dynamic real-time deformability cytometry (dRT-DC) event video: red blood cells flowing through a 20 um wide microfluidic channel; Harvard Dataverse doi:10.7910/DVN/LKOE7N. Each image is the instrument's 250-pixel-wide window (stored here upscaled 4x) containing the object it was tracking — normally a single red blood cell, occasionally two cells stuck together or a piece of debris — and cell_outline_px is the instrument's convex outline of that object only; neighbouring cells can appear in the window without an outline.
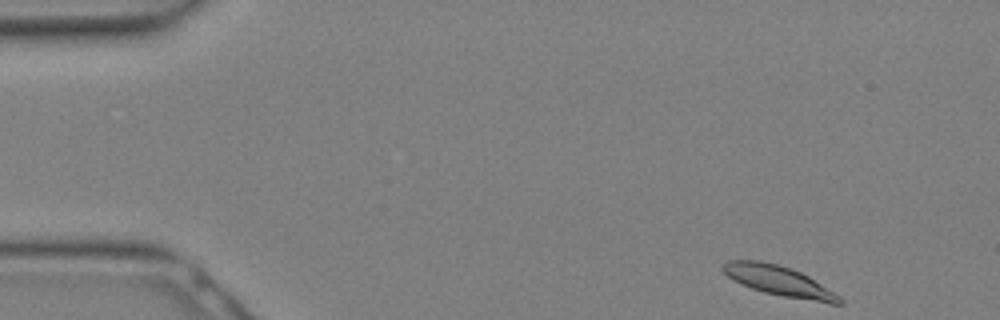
{"species": "Egyptian fruit bat (a non-hibernating species)", "species_latin": "Rousettus aegyptiacus", "temperature_condition": "warm", "stored_images_in_passage": 13, "camera_frame_rate_fps": 3000, "um_per_image_px": 0.085, "animal": {"sex": "female"}, "frame": {"image": 1, "passage_image": 1, "time_ms": 0.0, "image_size_px": [1000, 320], "cell_outline_px": [[844, 304], [828, 304], [784, 296], [764, 292], [752, 288], [728, 276], [720, 268], [720, 264], [728, 260], [760, 260], [792, 268], [808, 276], [840, 296], [844, 300]], "centroid_in_image_um": [66.23, 23.87], "position_along_channel_um": 18.8, "area_um2": 20.29}}
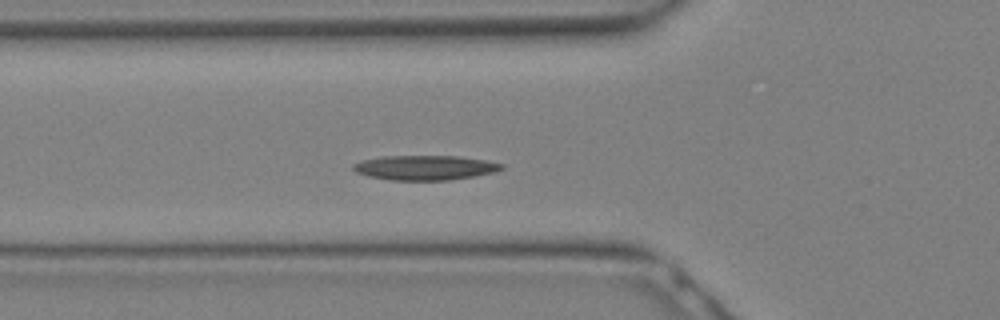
{"frame": {"image": 2, "passage_image": 9, "time_ms": 2.667, "image_size_px": [1000, 320], "cell_outline_px": [[504, 168], [496, 172], [448, 180], [392, 180], [368, 176], [356, 172], [352, 168], [352, 164], [364, 160], [380, 156], [460, 156], [484, 160], [504, 164]], "centroid_in_image_um": [36.12, 14.24], "position_along_channel_um": 89.7, "area_um2": 21.27}}
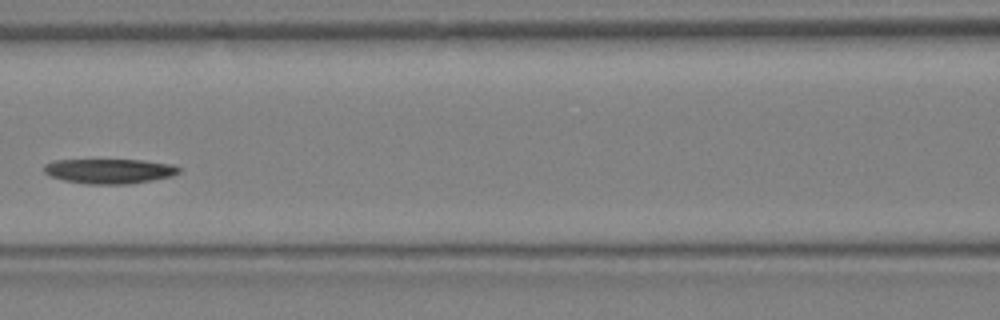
{"frame": {"image": 3, "passage_image": 12, "time_ms": 3.667, "image_size_px": [1000, 320], "cell_outline_px": [[180, 172], [172, 176], [152, 180], [128, 184], [88, 184], [64, 180], [48, 176], [44, 172], [44, 164], [56, 160], [144, 160], [172, 164], [180, 168]], "centroid_in_image_um": [9.29, 14.54], "position_along_channel_um": 157.3, "area_um2": 19.54}}